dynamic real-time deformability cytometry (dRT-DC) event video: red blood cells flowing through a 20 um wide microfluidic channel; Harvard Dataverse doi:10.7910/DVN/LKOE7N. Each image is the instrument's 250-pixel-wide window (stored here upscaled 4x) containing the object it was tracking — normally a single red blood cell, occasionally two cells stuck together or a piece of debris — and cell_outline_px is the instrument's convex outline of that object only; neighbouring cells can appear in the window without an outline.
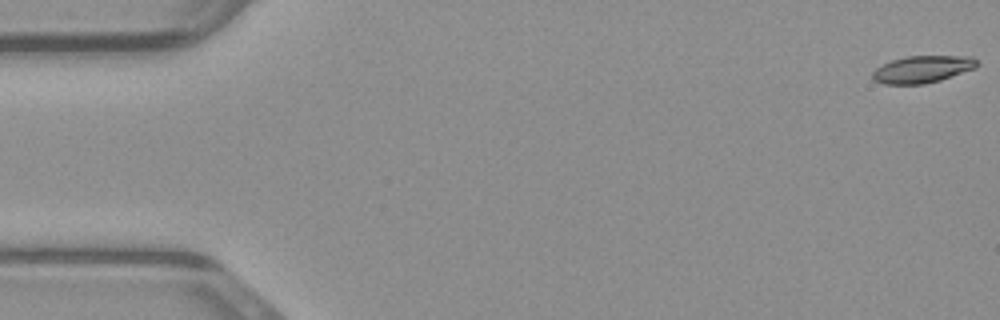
{"species": "common noctule bat (a hibernating species)", "species_latin": "Nyctalus noctula", "temperature_condition": "warm", "stored_images_in_passage": 49, "camera_frame_rate_fps": 3000, "um_per_image_px": 0.085, "animal": {"sex": "male", "body_mass_g": 23.1, "forearm_length_mm": 52.7}, "frame": {"image": 1, "passage_image": 1, "time_ms": 0.0, "image_size_px": [1000, 320], "cell_outline_px": [[980, 64], [976, 68], [940, 80], [924, 84], [884, 84], [872, 80], [872, 72], [876, 68], [892, 60], [908, 56], [972, 56]], "centroid_in_image_um": [78.42, 5.89], "position_along_channel_um": 6.6, "area_um2": 16.53}}
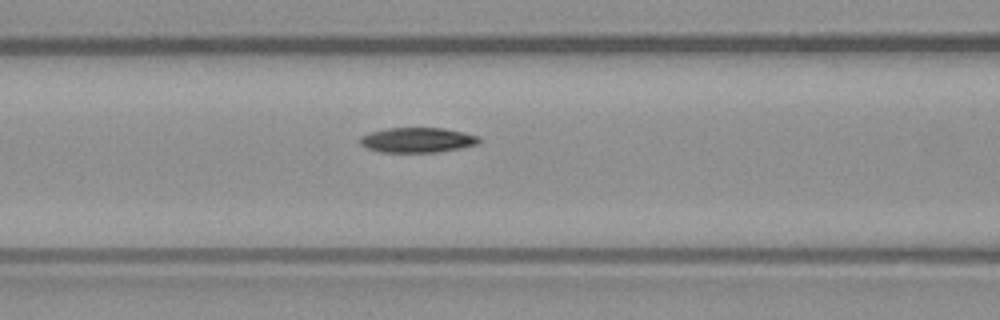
{"frame": {"image": 2, "passage_image": 20, "time_ms": 6.333, "image_size_px": [1000, 320], "cell_outline_px": [[480, 144], [460, 148], [436, 152], [380, 152], [368, 148], [360, 144], [360, 136], [372, 132], [388, 128], [444, 128], [464, 132], [480, 136]], "centroid_in_image_um": [35.52, 11.9], "position_along_channel_um": 131.1, "area_um2": 17.34}}
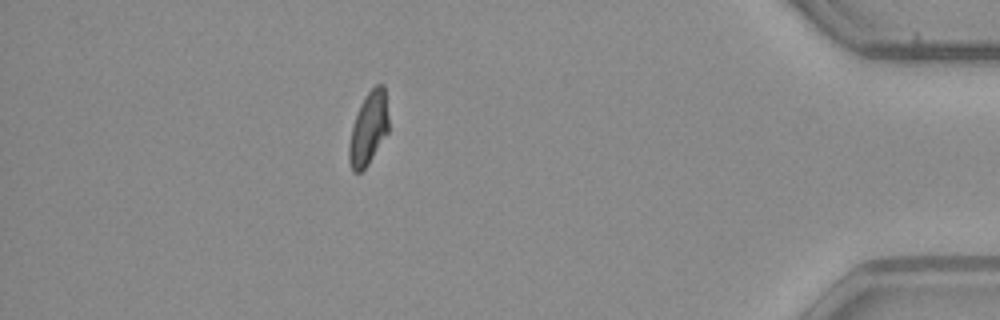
{"frame": {"image": 3, "passage_image": 43, "time_ms": 14.0, "image_size_px": [1000, 320], "cell_outline_px": [[388, 132], [368, 164], [360, 172], [352, 172], [348, 160], [348, 144], [352, 128], [360, 104], [364, 96], [376, 84], [384, 84], [388, 116]], "centroid_in_image_um": [31.31, 10.92], "position_along_channel_um": 403.9, "area_um2": 16.76}}